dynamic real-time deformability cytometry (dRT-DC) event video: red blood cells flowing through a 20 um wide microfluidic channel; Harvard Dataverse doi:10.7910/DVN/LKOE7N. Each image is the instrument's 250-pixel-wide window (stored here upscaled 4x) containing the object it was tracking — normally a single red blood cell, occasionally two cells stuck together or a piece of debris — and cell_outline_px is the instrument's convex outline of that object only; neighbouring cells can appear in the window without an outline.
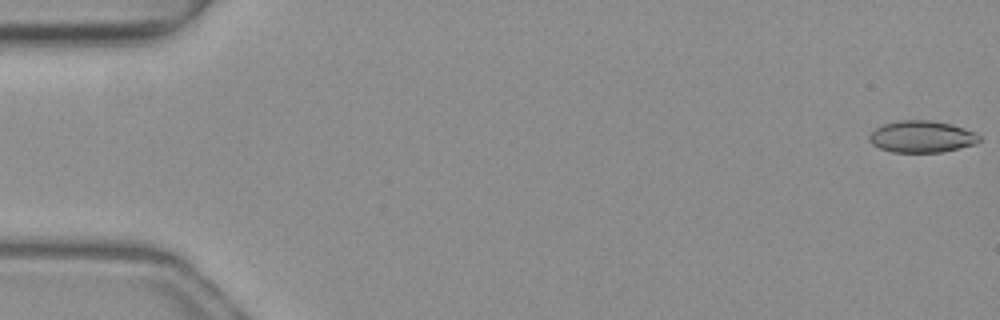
{"species": "common noctule bat (a hibernating species)", "species_latin": "Nyctalus noctula", "temperature_condition": "warm", "stored_images_in_passage": 52, "camera_frame_rate_fps": 3000, "um_per_image_px": 0.085, "animal": {"sex": "female", "body_mass_g": 19.3, "forearm_length_mm": 54.1}, "frame": {"image": 1, "passage_image": 1, "time_ms": 0.0, "image_size_px": [1000, 320], "cell_outline_px": [[980, 140], [976, 144], [960, 148], [940, 152], [892, 152], [880, 148], [872, 144], [868, 140], [868, 136], [876, 128], [884, 124], [900, 120], [928, 120], [952, 124], [976, 132], [980, 136]], "centroid_in_image_um": [78.36, 11.61], "position_along_channel_um": 6.6, "area_um2": 20.4}}
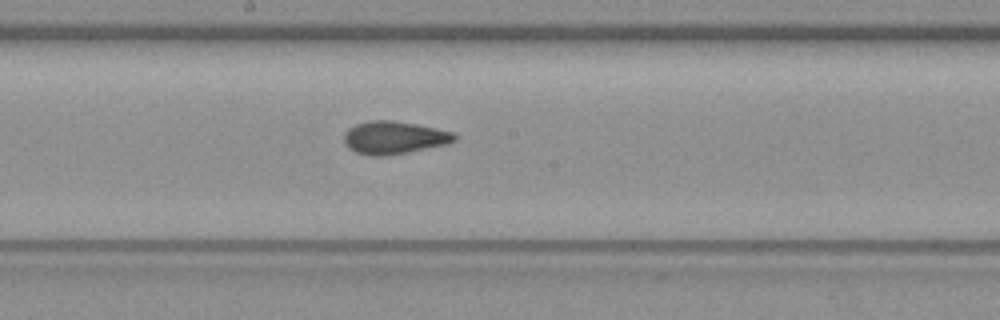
{"frame": {"image": 2, "passage_image": 28, "time_ms": 9.0, "image_size_px": [1000, 320], "cell_outline_px": [[456, 140], [448, 144], [408, 152], [384, 156], [368, 156], [356, 152], [348, 148], [344, 144], [344, 132], [348, 128], [356, 124], [368, 120], [392, 120], [416, 124], [436, 128], [452, 132], [456, 136]], "centroid_in_image_um": [33.46, 11.7], "position_along_channel_um": 214.7, "area_um2": 21.27}}
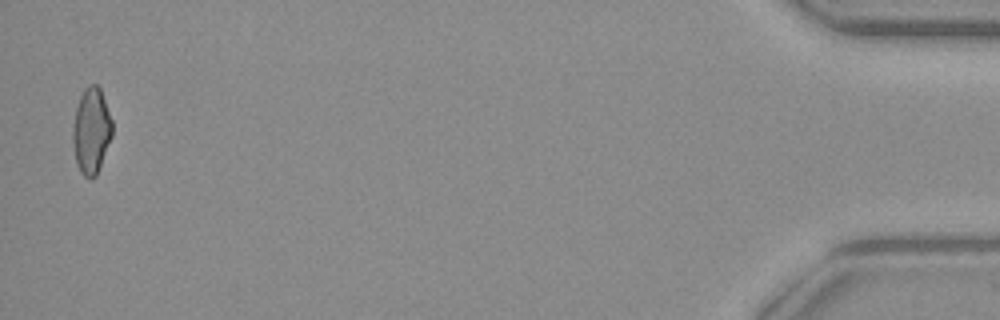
{"frame": {"image": 3, "passage_image": 51, "time_ms": 16.667, "image_size_px": [1000, 320], "cell_outline_px": [[112, 136], [96, 176], [92, 180], [84, 176], [80, 172], [76, 164], [72, 140], [72, 128], [76, 108], [80, 96], [84, 88], [88, 84], [96, 84], [100, 88], [112, 120]], "centroid_in_image_um": [7.75, 11.13], "position_along_channel_um": 427.5, "area_um2": 19.88}, "authors_computed_cell_mechanics": {"area_um2": 20.3745, "velocity_mm_per_s": 4.0387, "shape_relaxation_time_tau1_ms": null, "shape_relaxation_time_tau2_ms": 1.7658, "deformation_change_tau1": null, "deformation_change_tau2": 0.0723}}